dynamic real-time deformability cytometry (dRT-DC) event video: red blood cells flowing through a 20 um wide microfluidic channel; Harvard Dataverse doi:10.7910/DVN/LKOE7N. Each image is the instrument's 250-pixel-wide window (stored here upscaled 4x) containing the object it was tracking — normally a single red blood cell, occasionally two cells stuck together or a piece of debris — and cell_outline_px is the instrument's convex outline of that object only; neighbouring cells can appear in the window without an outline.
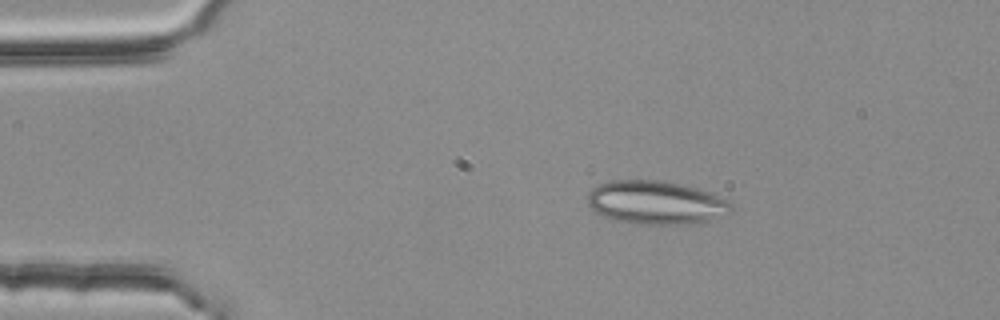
{"species": "common noctule bat (a hibernating species)", "species_latin": "Nyctalus noctula", "temperature_condition": "room temperature", "stored_images_in_passage": 2, "camera_frame_rate_fps": 3000, "um_per_image_px": 0.085, "animal": {"sex": "female", "body_mass_g": 25.1}, "frame": {"image": 1, "passage_image": 1, "time_ms": 0.0, "image_size_px": [1000, 320], "cell_outline_px": [[732, 212], [728, 216], [688, 224], [640, 224], [612, 220], [596, 212], [588, 204], [588, 192], [592, 188], [600, 184], [612, 180], [664, 180], [696, 188], [708, 192], [724, 200], [732, 208]], "centroid_in_image_um": [55.73, 17.22], "position_along_channel_um": 29.3, "area_um2": 36.24}}